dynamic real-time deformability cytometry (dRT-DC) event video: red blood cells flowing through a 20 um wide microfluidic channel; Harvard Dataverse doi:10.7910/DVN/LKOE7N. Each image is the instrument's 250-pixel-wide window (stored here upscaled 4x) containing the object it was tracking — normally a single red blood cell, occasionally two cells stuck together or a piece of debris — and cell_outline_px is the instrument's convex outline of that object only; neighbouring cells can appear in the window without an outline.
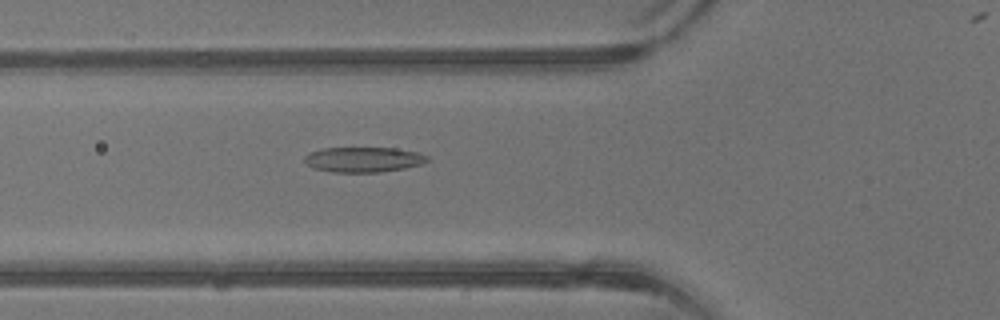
{"species": "common noctule bat (a hibernating species)", "species_latin": "Nyctalus noctula", "temperature_condition": "warm", "stored_images_in_passage": 42, "camera_frame_rate_fps": 3000, "um_per_image_px": 0.085, "animal": {"sex": "male", "body_mass_g": 13.3}, "frame": {"image": 1, "passage_image": 15, "time_ms": 4.667, "image_size_px": [1000, 320], "cell_outline_px": [[428, 160], [420, 164], [404, 168], [380, 172], [332, 172], [312, 168], [304, 160], [304, 156], [308, 152], [324, 148], [396, 148], [416, 152], [428, 156]], "centroid_in_image_um": [30.85, 13.56], "position_along_channel_um": 95.0, "area_um2": 17.92}}
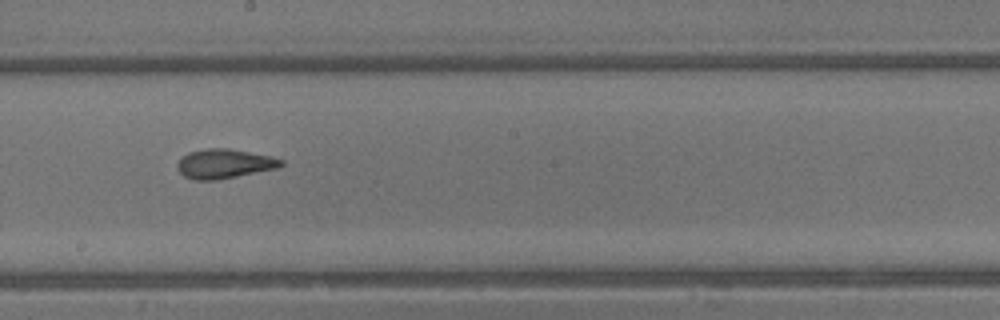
{"frame": {"image": 2, "passage_image": 23, "time_ms": 7.333, "image_size_px": [1000, 320], "cell_outline_px": [[284, 164], [276, 168], [216, 180], [192, 180], [184, 176], [176, 168], [176, 164], [188, 152], [208, 148], [228, 148], [272, 156], [284, 160]], "centroid_in_image_um": [19.05, 13.91], "position_along_channel_um": 229.1, "area_um2": 17.69}}
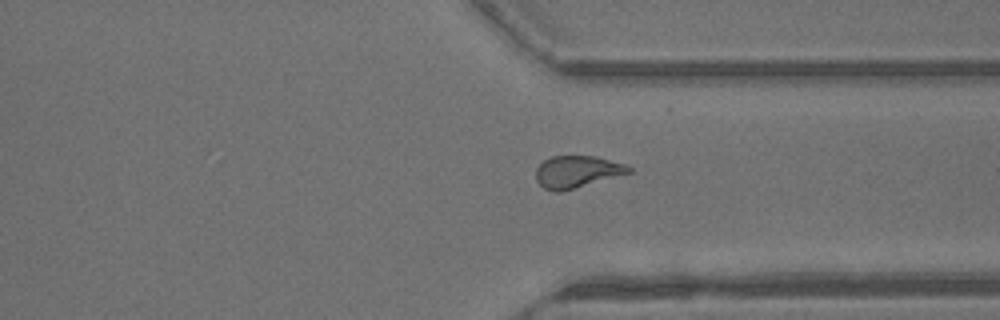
{"frame": {"image": 3, "passage_image": 31, "time_ms": 10.0, "image_size_px": [1000, 320], "cell_outline_px": [[632, 172], [560, 192], [552, 192], [544, 188], [536, 180], [536, 168], [544, 160], [552, 156], [596, 156], [624, 164], [632, 168]], "centroid_in_image_um": [49.02, 14.6], "position_along_channel_um": 362.4, "area_um2": 17.22}}